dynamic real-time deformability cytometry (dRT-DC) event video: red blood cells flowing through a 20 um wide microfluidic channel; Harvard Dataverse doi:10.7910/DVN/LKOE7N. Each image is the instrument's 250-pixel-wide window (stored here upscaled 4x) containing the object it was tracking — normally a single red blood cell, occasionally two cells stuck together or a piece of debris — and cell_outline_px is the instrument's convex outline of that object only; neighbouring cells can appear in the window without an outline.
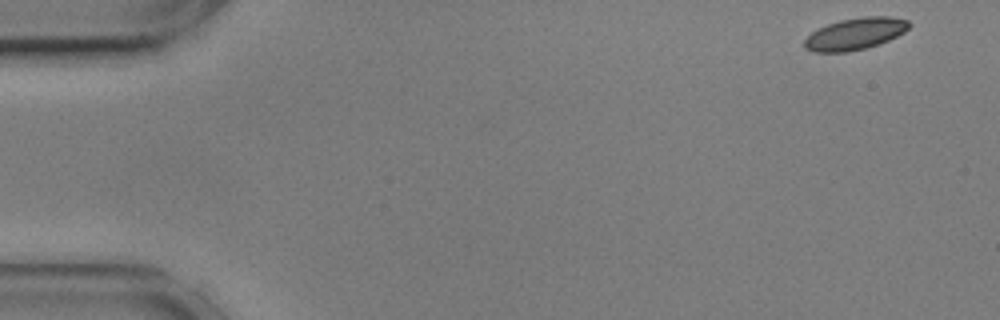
{"species": "common noctule bat (a hibernating species)", "species_latin": "Nyctalus noctula", "temperature_condition": "cold", "stored_images_in_passage": 54, "camera_frame_rate_fps": 3000, "um_per_image_px": 0.085, "animal": {"sex": "male", "body_mass_g": 17.9, "forearm_length_mm": 54.2}, "frame": {"image": 1, "passage_image": 1, "time_ms": 0.0, "image_size_px": [1000, 320], "cell_outline_px": [[912, 24], [904, 32], [888, 40], [864, 48], [848, 52], [812, 52], [804, 48], [804, 40], [812, 32], [828, 24], [840, 20], [864, 16], [892, 16], [908, 20]], "centroid_in_image_um": [72.69, 2.86], "position_along_channel_um": 12.3, "area_um2": 19.31}}
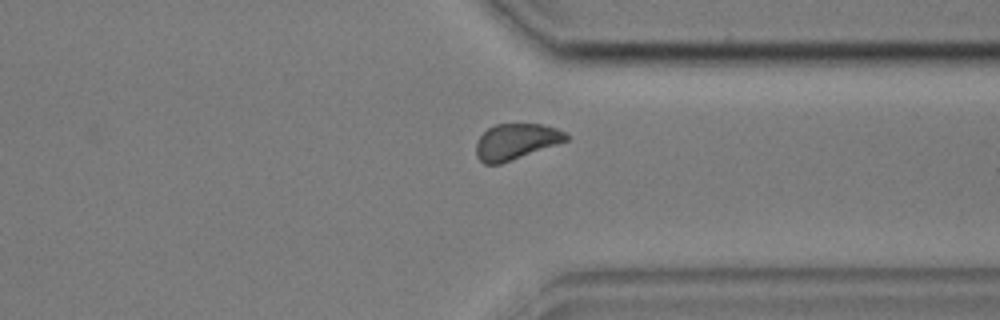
{"frame": {"image": 2, "passage_image": 41, "time_ms": 13.333, "image_size_px": [1000, 320], "cell_outline_px": [[568, 140], [500, 164], [484, 164], [476, 156], [476, 144], [480, 136], [488, 128], [496, 124], [540, 124], [556, 128], [564, 132], [568, 136]], "centroid_in_image_um": [43.83, 12.03], "position_along_channel_um": 367.6, "area_um2": 18.55}}
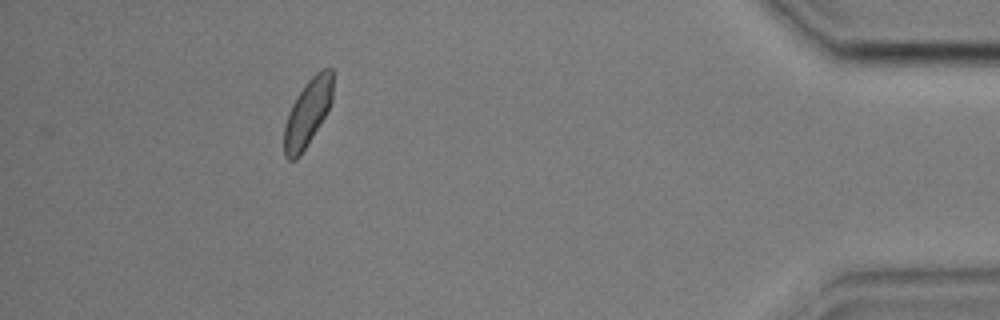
{"frame": {"image": 3, "passage_image": 49, "time_ms": 16.0, "image_size_px": [1000, 320], "cell_outline_px": [[332, 100], [324, 116], [300, 156], [296, 160], [288, 160], [284, 156], [284, 128], [288, 112], [296, 96], [308, 80], [320, 68], [332, 68]], "centroid_in_image_um": [26.12, 9.58], "position_along_channel_um": 409.1, "area_um2": 18.79}, "authors_computed_cell_mechanics": {"area_um2": 19.4786, "velocity_mm_per_s": 3.5566, "shape_relaxation_time_tau1_ms": 4.5292, "shape_relaxation_time_tau2_ms": 10.0723, "deformation_change_tau1": 0.0927, "deformation_change_tau2": 0.087}}